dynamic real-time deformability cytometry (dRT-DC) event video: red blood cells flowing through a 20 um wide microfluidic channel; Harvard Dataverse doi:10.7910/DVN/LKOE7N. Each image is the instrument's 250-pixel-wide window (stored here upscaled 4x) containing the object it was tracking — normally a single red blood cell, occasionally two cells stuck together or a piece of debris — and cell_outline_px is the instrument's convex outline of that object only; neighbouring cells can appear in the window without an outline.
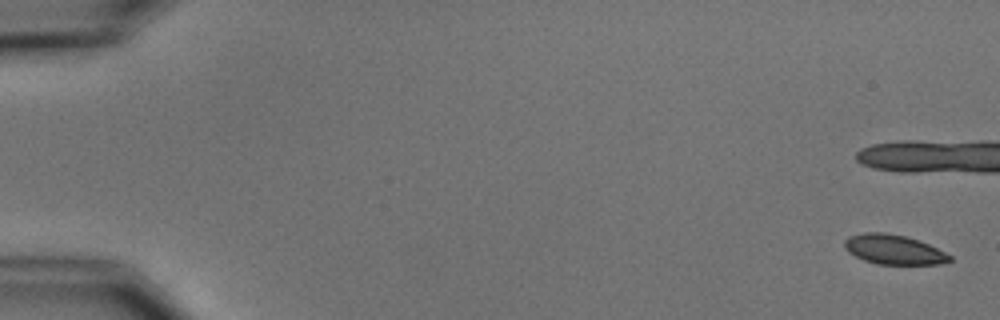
{"species": "common noctule bat (a hibernating species)", "species_latin": "Nyctalus noctula", "temperature_condition": "cold", "stored_images_in_passage": 5, "camera_frame_rate_fps": 3000, "um_per_image_px": 0.085, "animal": {"sex": "male", "body_mass_g": 15.6}, "frame": {"image": 1, "passage_image": 1, "time_ms": 0.0, "image_size_px": [1000, 320], "cell_outline_px": [[952, 260], [940, 264], [876, 264], [864, 260], [848, 252], [844, 248], [844, 240], [848, 236], [864, 232], [884, 232], [904, 236], [928, 244], [952, 256]], "centroid_in_image_um": [75.93, 21.21], "position_along_channel_um": 9.1, "area_um2": 18.09}}